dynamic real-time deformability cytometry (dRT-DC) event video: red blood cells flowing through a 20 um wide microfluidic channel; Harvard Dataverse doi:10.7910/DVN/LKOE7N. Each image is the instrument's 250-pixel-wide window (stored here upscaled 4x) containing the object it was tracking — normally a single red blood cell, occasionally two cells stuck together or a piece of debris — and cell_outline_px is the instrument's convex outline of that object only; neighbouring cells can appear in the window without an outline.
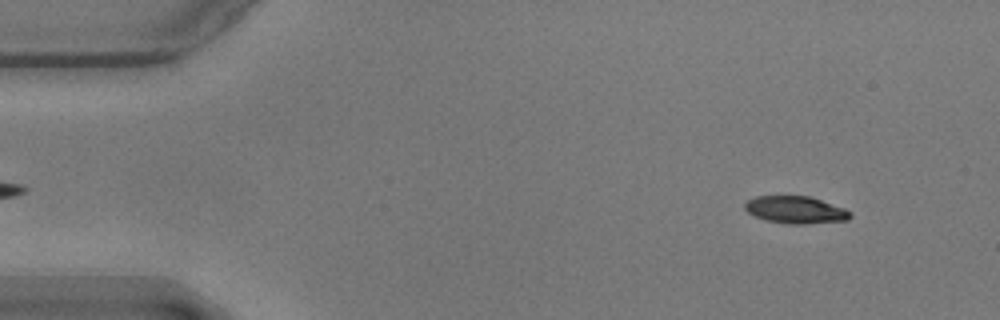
{"species": "common noctule bat (a hibernating species)", "species_latin": "Nyctalus noctula", "temperature_condition": "warm", "stored_images_in_passage": 10, "camera_frame_rate_fps": 3000, "um_per_image_px": 0.085, "animal": {"sex": "male", "body_mass_g": 17.9}, "frame": {"image": 1, "passage_image": 5, "time_ms": 1.333, "image_size_px": [1000, 320], "cell_outline_px": [[852, 216], [848, 220], [804, 224], [792, 224], [768, 220], [756, 216], [748, 212], [744, 208], [744, 204], [748, 200], [756, 196], [808, 196], [844, 208], [852, 212]], "centroid_in_image_um": [67.64, 17.83], "position_along_channel_um": 17.4, "area_um2": 16.53}}